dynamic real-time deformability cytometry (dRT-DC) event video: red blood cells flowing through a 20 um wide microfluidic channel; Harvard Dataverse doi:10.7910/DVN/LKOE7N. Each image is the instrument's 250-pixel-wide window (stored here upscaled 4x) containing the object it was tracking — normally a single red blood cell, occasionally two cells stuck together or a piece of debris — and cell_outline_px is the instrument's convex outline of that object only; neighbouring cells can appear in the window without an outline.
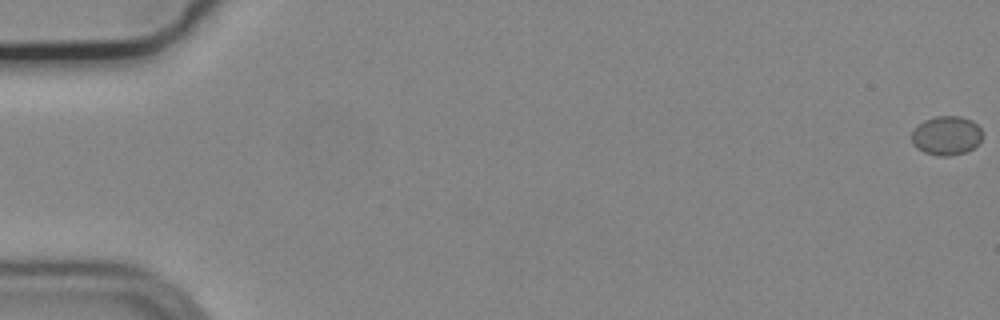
{"species": "common noctule bat (a hibernating species)", "species_latin": "Nyctalus noctula", "temperature_condition": "cold", "stored_images_in_passage": 10, "camera_frame_rate_fps": 3000, "um_per_image_px": 0.085, "animal": {"sex": "male", "body_mass_g": 19.2, "forearm_length_mm": 51.8}, "frame": {"image": 1, "passage_image": 1, "time_ms": 0.0, "image_size_px": [1000, 320], "cell_outline_px": [[984, 132], [980, 144], [964, 152], [948, 156], [936, 156], [924, 152], [916, 148], [912, 144], [912, 128], [924, 120], [936, 116], [960, 116], [972, 120]], "centroid_in_image_um": [80.45, 11.52], "position_along_channel_um": 4.6, "area_um2": 16.42}}